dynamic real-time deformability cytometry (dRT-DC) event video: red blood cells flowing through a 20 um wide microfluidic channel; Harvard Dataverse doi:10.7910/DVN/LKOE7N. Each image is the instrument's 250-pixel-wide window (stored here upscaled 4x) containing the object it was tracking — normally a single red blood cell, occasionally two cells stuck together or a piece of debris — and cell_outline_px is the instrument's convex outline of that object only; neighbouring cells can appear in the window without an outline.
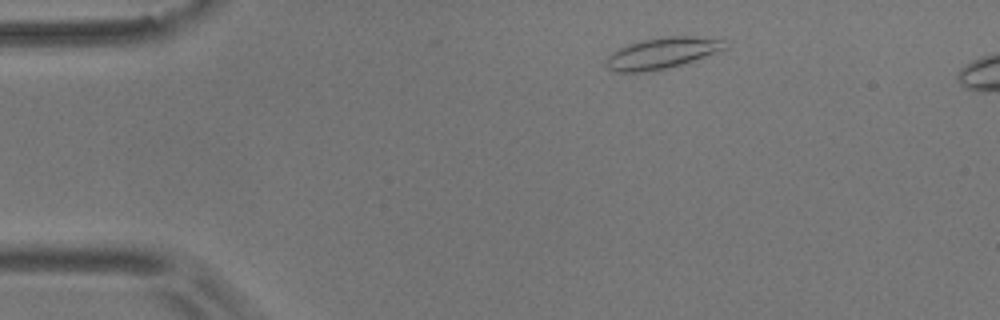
{"species": "common noctule bat (a hibernating species)", "species_latin": "Nyctalus noctula", "temperature_condition": "room temperature", "stored_images_in_passage": 44, "camera_frame_rate_fps": 3000, "um_per_image_px": 0.085, "animal": {"sex": "male", "body_mass_g": 17.9}, "frame": {"image": 1, "passage_image": 5, "time_ms": 1.333, "image_size_px": [1000, 320], "cell_outline_px": [[728, 48], [720, 52], [668, 68], [648, 72], [616, 72], [608, 68], [604, 64], [608, 56], [612, 52], [628, 44], [640, 40], [660, 36], [692, 36], [724, 40]], "centroid_in_image_um": [56.28, 4.51], "position_along_channel_um": 28.7, "area_um2": 21.79}}
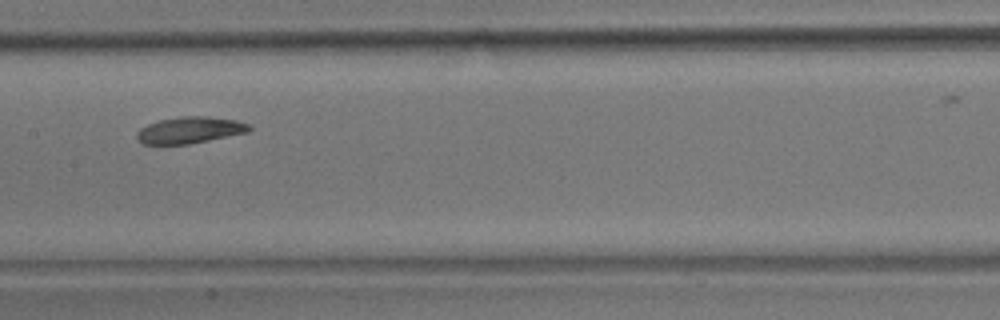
{"frame": {"image": 2, "passage_image": 23, "time_ms": 7.333, "image_size_px": [1000, 320], "cell_outline_px": [[252, 128], [248, 132], [188, 144], [144, 144], [136, 136], [136, 132], [140, 128], [148, 124], [160, 120], [184, 116], [208, 116], [236, 120], [248, 124]], "centroid_in_image_um": [16.14, 11.05], "position_along_channel_um": 191.3, "area_um2": 17.17}}
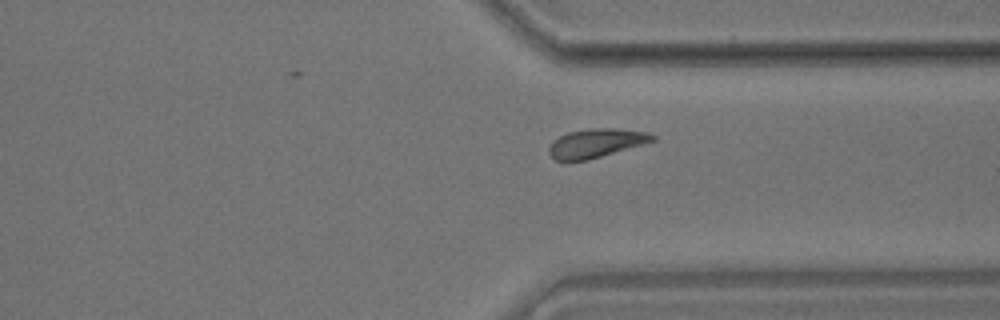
{"frame": {"image": 3, "passage_image": 37, "time_ms": 12.0, "image_size_px": [1000, 320], "cell_outline_px": [[656, 140], [644, 144], [588, 160], [556, 160], [548, 152], [548, 148], [552, 140], [568, 132], [588, 128], [616, 128], [648, 132], [656, 136]], "centroid_in_image_um": [50.68, 12.15], "position_along_channel_um": 360.7, "area_um2": 17.46}}